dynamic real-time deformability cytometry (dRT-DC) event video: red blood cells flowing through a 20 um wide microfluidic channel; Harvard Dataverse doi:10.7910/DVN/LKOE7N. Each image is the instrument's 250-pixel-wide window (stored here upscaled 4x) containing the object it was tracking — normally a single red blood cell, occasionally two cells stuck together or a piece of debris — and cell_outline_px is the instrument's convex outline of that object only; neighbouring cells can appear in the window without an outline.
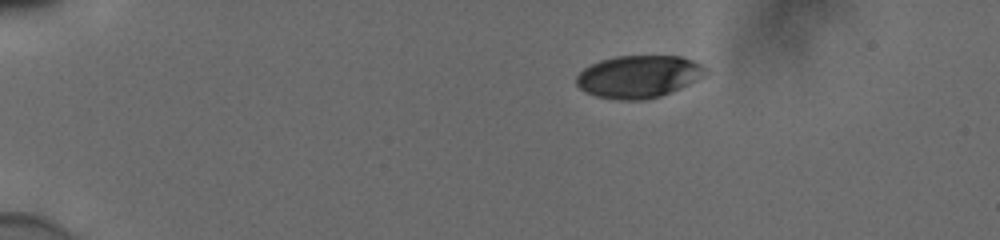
{"species": "human", "species_latin": "Homo sapiens", "temperature_condition": "cold", "stored_images_in_passage": 45, "camera_frame_rate_fps": 3000, "um_per_image_px": 0.085, "donor": {"sex": "male"}, "frame": {"image": 1, "passage_image": 1, "time_ms": 0.0, "image_size_px": [1000, 240], "cell_outline_px": [[708, 76], [680, 88], [660, 96], [644, 100], [616, 100], [596, 96], [584, 92], [576, 84], [576, 76], [584, 68], [600, 60], [616, 56], [680, 56], [692, 60], [708, 68]], "centroid_in_image_um": [54.31, 6.51], "position_along_channel_um": 30.7, "area_um2": 32.25}}
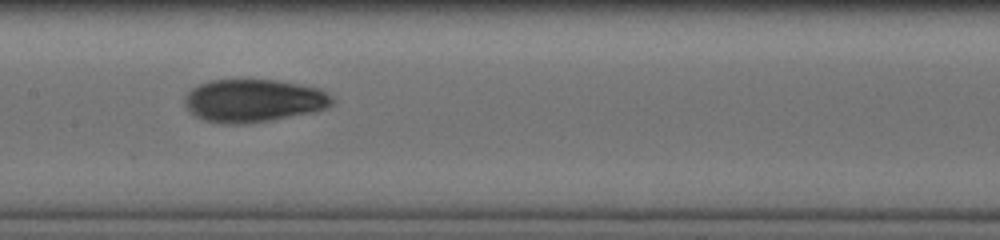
{"frame": {"image": 2, "passage_image": 20, "time_ms": 6.333, "image_size_px": [1000, 240], "cell_outline_px": [[332, 104], [324, 108], [312, 112], [248, 124], [216, 124], [204, 120], [196, 116], [184, 104], [184, 100], [188, 92], [192, 88], [208, 80], [276, 80], [320, 88], [332, 96]], "centroid_in_image_um": [21.53, 8.56], "position_along_channel_um": 185.9, "area_um2": 36.76}}
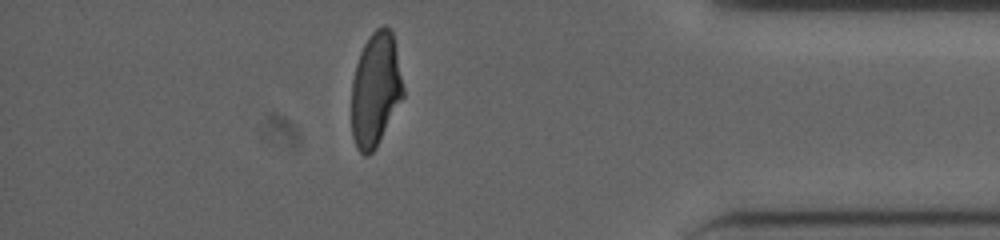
{"frame": {"image": 3, "passage_image": 39, "time_ms": 12.667, "image_size_px": [1000, 240], "cell_outline_px": [[404, 96], [376, 148], [368, 156], [364, 156], [356, 148], [352, 136], [352, 80], [356, 64], [360, 52], [368, 36], [376, 28], [384, 24], [392, 32], [404, 88]], "centroid_in_image_um": [31.91, 7.63], "position_along_channel_um": 403.3, "area_um2": 34.39}, "authors_computed_cell_mechanics": {"area_um2": 35.6626, "velocity_mm_per_s": 3.8565, "shape_relaxation_time_tau1_ms": 5.5541, "shape_relaxation_time_tau2_ms": 1.3966, "deformation_change_tau1": 0.1909, "deformation_change_tau2": 0.0603}}